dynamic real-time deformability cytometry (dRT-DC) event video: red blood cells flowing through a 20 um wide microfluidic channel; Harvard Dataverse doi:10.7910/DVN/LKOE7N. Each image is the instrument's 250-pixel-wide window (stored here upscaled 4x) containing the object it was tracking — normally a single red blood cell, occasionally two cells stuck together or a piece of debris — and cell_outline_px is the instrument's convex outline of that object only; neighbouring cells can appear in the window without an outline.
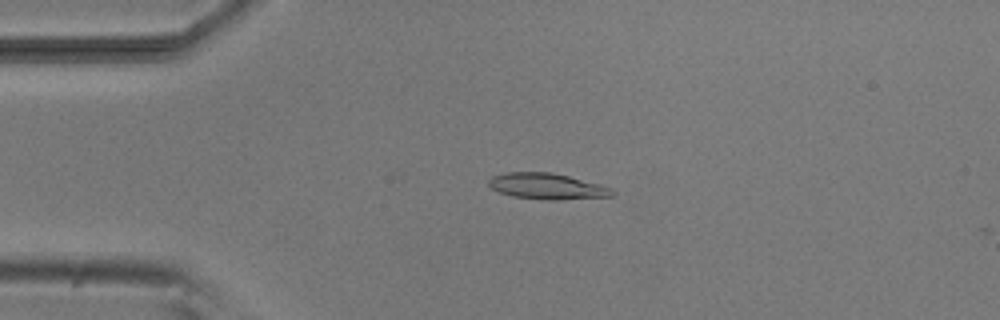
{"species": "common noctule bat (a hibernating species)", "species_latin": "Nyctalus noctula", "temperature_condition": "room temperature", "stored_images_in_passage": 45, "camera_frame_rate_fps": 3000, "um_per_image_px": 0.085, "animal": {"sex": "male", "body_mass_g": 20.5, "forearm_length_mm": 52.5}, "frame": {"image": 1, "passage_image": 11, "time_ms": 3.333, "image_size_px": [1000, 320], "cell_outline_px": [[616, 192], [612, 196], [560, 200], [548, 200], [512, 196], [500, 192], [492, 188], [488, 184], [488, 180], [492, 176], [508, 172], [552, 172], [600, 184], [612, 188]], "centroid_in_image_um": [46.52, 15.83], "position_along_channel_um": 38.5, "area_um2": 18.73}}
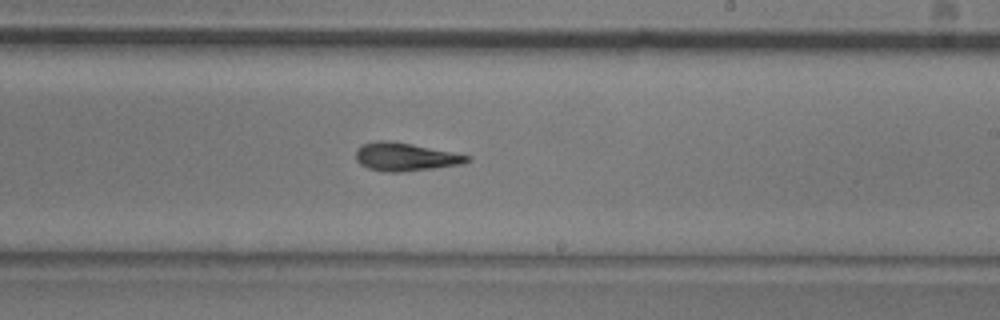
{"frame": {"image": 2, "passage_image": 30, "time_ms": 9.667, "image_size_px": [1000, 320], "cell_outline_px": [[472, 160], [464, 164], [400, 172], [384, 172], [368, 168], [360, 164], [356, 160], [356, 148], [360, 144], [376, 140], [388, 140], [412, 144], [472, 156]], "centroid_in_image_um": [34.43, 13.32], "position_along_channel_um": 254.6, "area_um2": 18.44}}
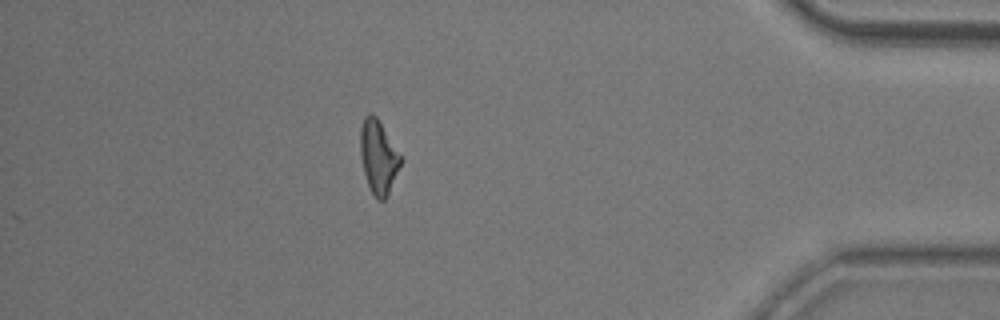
{"frame": {"image": 3, "passage_image": 45, "time_ms": 14.667, "image_size_px": [1000, 320], "cell_outline_px": [[404, 160], [384, 200], [376, 200], [368, 184], [364, 172], [360, 156], [360, 128], [364, 116], [368, 112], [372, 112], [376, 116]], "centroid_in_image_um": [32.16, 13.3], "position_along_channel_um": 403.0, "area_um2": 17.28}, "authors_computed_cell_mechanics": {"area_um2": 18.207, "velocity_mm_per_s": 3.8439, "shape_relaxation_time_tau1_ms": 5.5567, "shape_relaxation_time_tau2_ms": 3.1919, "deformation_change_tau1": 0.1705, "deformation_change_tau2": 0.1185}}